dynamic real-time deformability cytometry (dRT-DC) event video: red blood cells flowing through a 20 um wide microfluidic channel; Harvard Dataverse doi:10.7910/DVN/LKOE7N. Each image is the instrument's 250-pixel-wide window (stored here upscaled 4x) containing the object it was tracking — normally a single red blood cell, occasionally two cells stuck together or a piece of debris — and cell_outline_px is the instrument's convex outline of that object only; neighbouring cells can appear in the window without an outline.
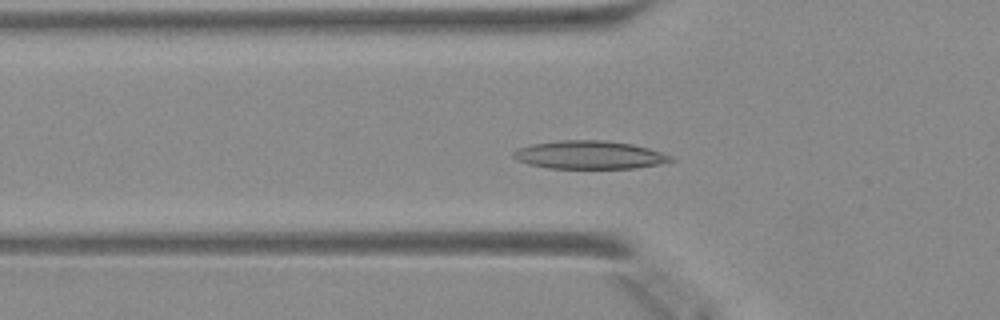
{"species": "Egyptian fruit bat (a non-hibernating species)", "species_latin": "Rousettus aegyptiacus", "temperature_condition": "warm", "stored_images_in_passage": 49, "camera_frame_rate_fps": 3000, "um_per_image_px": 0.085, "animal": {"sex": "female"}, "frame": {"image": 1, "passage_image": 17, "time_ms": 5.333, "image_size_px": [1000, 320], "cell_outline_px": [[676, 160], [660, 164], [636, 168], [548, 168], [528, 164], [516, 160], [512, 156], [512, 152], [516, 148], [532, 144], [560, 140], [604, 140], [632, 144], [648, 148], [672, 156]], "centroid_in_image_um": [50.08, 13.16], "position_along_channel_um": 75.7, "area_um2": 25.95}}
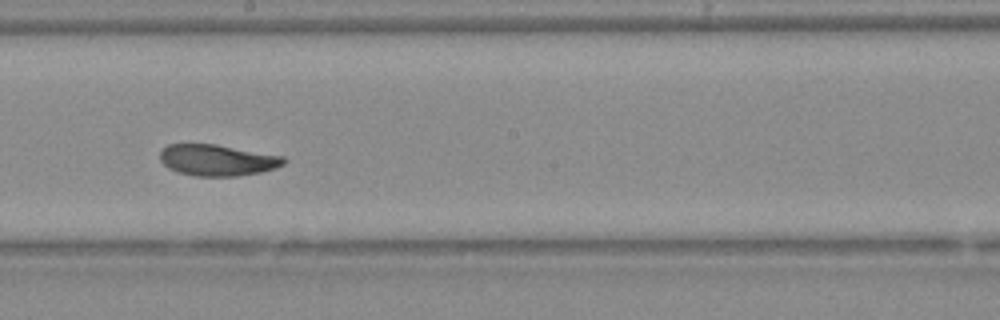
{"frame": {"image": 2, "passage_image": 28, "time_ms": 9.0, "image_size_px": [1000, 320], "cell_outline_px": [[288, 160], [284, 164], [276, 168], [260, 172], [236, 176], [196, 176], [180, 172], [168, 168], [160, 160], [160, 152], [168, 144], [216, 144], [284, 156]], "centroid_in_image_um": [18.5, 13.6], "position_along_channel_um": 229.7, "area_um2": 22.54}}
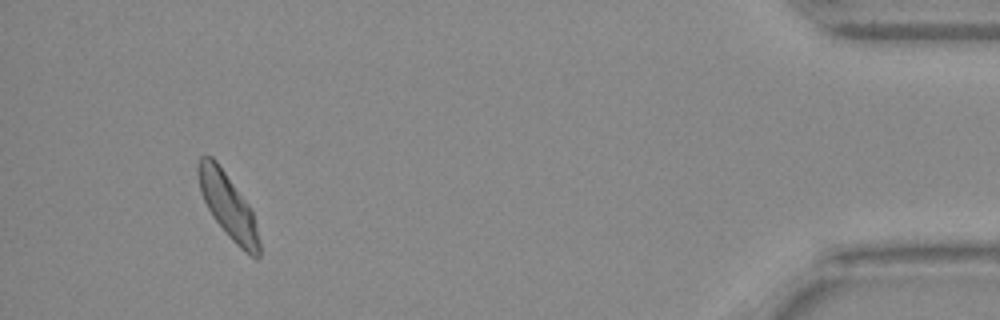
{"frame": {"image": 3, "passage_image": 46, "time_ms": 15.0, "image_size_px": [1000, 320], "cell_outline_px": [[260, 256], [256, 260], [244, 252], [228, 236], [212, 216], [204, 200], [200, 188], [196, 172], [196, 168], [200, 156], [212, 156], [216, 160], [248, 204], [252, 212], [256, 224], [260, 244]], "centroid_in_image_um": [19.38, 17.51], "position_along_channel_um": 415.8, "area_um2": 22.89}}